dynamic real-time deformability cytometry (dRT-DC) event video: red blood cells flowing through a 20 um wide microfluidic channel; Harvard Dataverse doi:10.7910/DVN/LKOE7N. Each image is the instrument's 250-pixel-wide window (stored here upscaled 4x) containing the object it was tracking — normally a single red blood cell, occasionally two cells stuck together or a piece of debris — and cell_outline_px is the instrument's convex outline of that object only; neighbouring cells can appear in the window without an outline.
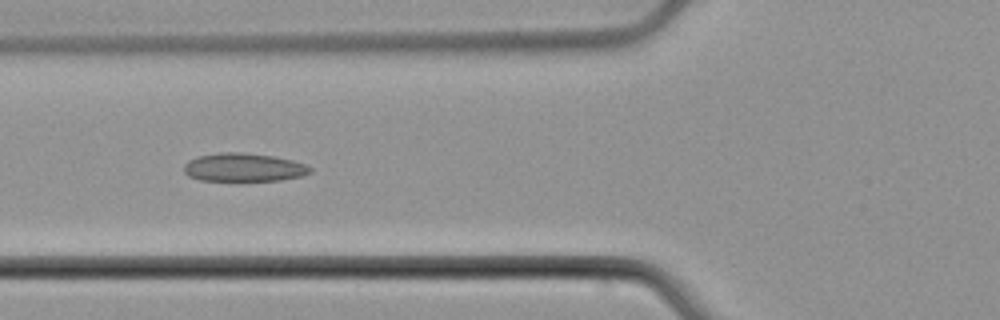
{"species": "common noctule bat (a hibernating species)", "species_latin": "Nyctalus noctula", "temperature_condition": "cold", "stored_images_in_passage": 6, "camera_frame_rate_fps": 3000, "um_per_image_px": 0.085, "animal": {"sex": "male", "body_mass_g": 21.5, "forearm_length_mm": 52.0}, "frame": {"image": 1, "passage_image": 5, "time_ms": 4.667, "image_size_px": [1000, 320], "cell_outline_px": [[312, 172], [300, 176], [280, 180], [200, 180], [188, 176], [184, 172], [184, 164], [188, 160], [200, 156], [224, 152], [244, 152], [272, 156], [292, 160], [304, 164], [312, 168]], "centroid_in_image_um": [20.7, 14.22], "position_along_channel_um": 105.1, "area_um2": 20.63}}
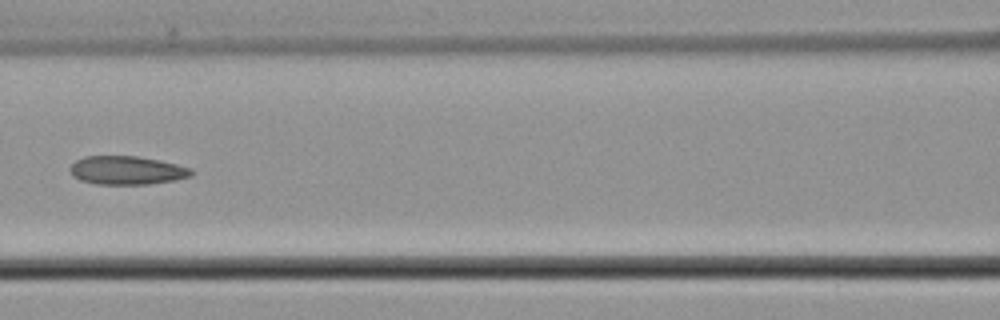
{"frame": {"image": 2, "passage_image": 6, "time_ms": 6.0, "image_size_px": [1000, 320], "cell_outline_px": [[192, 176], [176, 180], [148, 184], [96, 184], [80, 180], [72, 176], [68, 168], [76, 160], [84, 156], [136, 156], [160, 160], [192, 168]], "centroid_in_image_um": [10.77, 14.48], "position_along_channel_um": 155.8, "area_um2": 20.29}}